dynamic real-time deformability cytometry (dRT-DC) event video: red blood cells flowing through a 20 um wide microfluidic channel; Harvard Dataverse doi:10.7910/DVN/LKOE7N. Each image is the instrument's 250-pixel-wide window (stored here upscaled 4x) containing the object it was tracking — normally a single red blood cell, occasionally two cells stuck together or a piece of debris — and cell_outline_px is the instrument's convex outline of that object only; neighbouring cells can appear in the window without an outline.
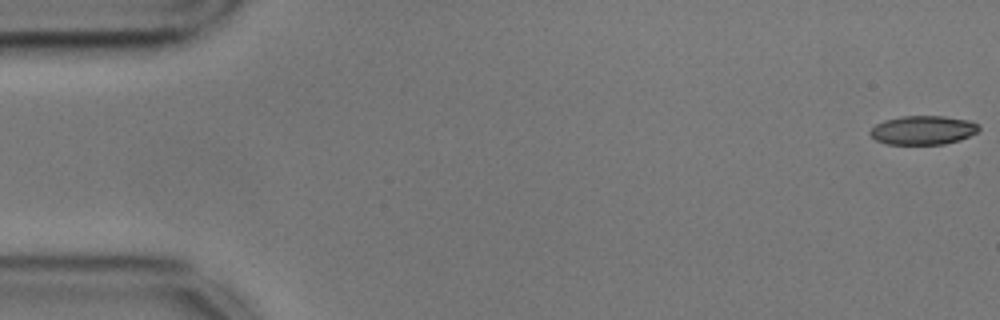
{"species": "common noctule bat (a hibernating species)", "species_latin": "Nyctalus noctula", "temperature_condition": "cold", "stored_images_in_passage": 55, "camera_frame_rate_fps": 3000, "um_per_image_px": 0.085, "animal": {"sex": "male", "body_mass_g": 17.9, "forearm_length_mm": 54.2}, "frame": {"image": 1, "passage_image": 1, "time_ms": 0.0, "image_size_px": [1000, 320], "cell_outline_px": [[980, 128], [976, 132], [960, 140], [944, 144], [884, 144], [876, 140], [868, 132], [876, 124], [884, 120], [900, 116], [944, 116], [968, 120], [980, 124]], "centroid_in_image_um": [78.45, 11.06], "position_along_channel_um": 6.6, "area_um2": 18.38}}
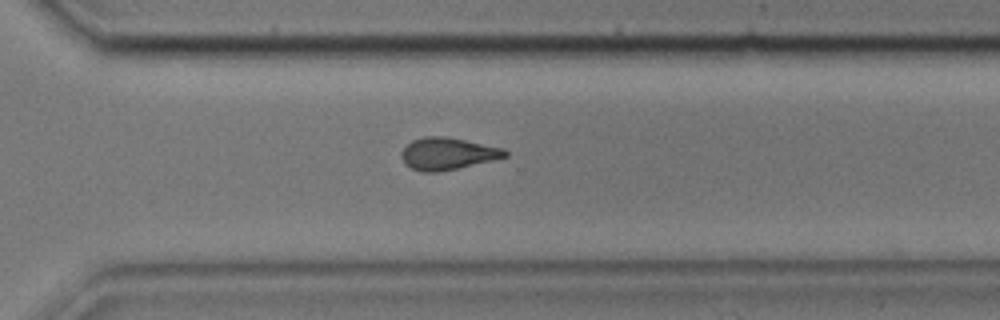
{"frame": {"image": 2, "passage_image": 39, "time_ms": 12.667, "image_size_px": [1000, 320], "cell_outline_px": [[508, 156], [492, 160], [456, 168], [436, 172], [424, 172], [412, 168], [404, 164], [400, 156], [400, 152], [412, 140], [424, 136], [444, 136], [504, 148], [508, 152]], "centroid_in_image_um": [38.01, 13.05], "position_along_channel_um": 332.6, "area_um2": 19.19}}
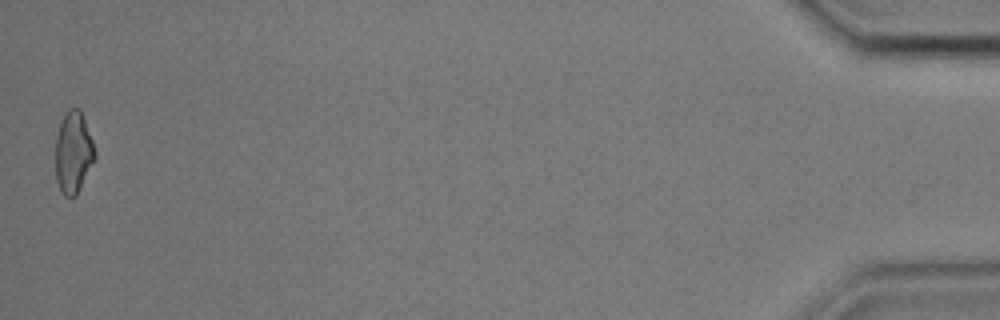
{"frame": {"image": 3, "passage_image": 55, "time_ms": 18.0, "image_size_px": [1000, 320], "cell_outline_px": [[96, 156], [76, 196], [64, 196], [60, 192], [56, 180], [56, 136], [60, 120], [68, 108], [80, 108], [92, 140], [96, 152]], "centroid_in_image_um": [6.22, 12.94], "position_along_channel_um": 429.0, "area_um2": 18.79}, "authors_computed_cell_mechanics": {"area_um2": 19.363, "velocity_mm_per_s": 3.6006, "shape_relaxation_time_tau1_ms": 8.8588, "shape_relaxation_time_tau2_ms": 2.291, "deformation_change_tau1": 0.1714, "deformation_change_tau2": 0.0985}}